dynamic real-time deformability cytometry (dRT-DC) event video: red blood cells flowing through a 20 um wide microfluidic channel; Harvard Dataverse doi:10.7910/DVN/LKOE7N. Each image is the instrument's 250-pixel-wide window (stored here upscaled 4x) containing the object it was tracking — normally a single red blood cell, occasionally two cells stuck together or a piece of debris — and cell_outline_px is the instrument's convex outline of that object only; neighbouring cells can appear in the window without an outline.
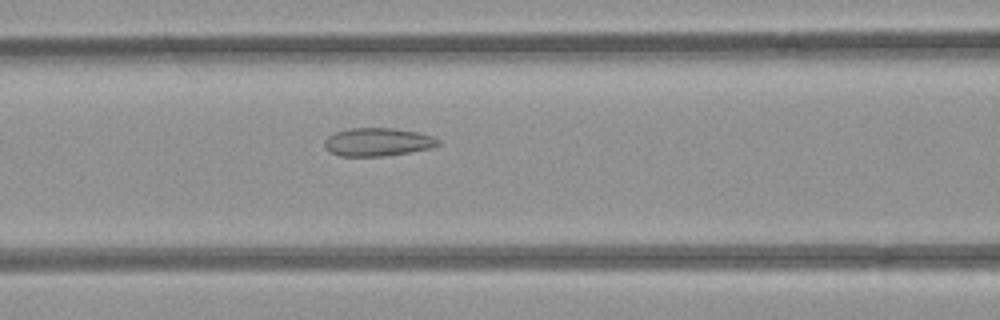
{"species": "common noctule bat (a hibernating species)", "species_latin": "Nyctalus noctula", "temperature_condition": "room temperature", "stored_images_in_passage": 45, "camera_frame_rate_fps": 3000, "um_per_image_px": 0.085, "animal": {"sex": "female", "body_mass_g": 21.9}, "frame": {"image": 1, "passage_image": 15, "time_ms": 4.667, "image_size_px": [1000, 320], "cell_outline_px": [[440, 144], [428, 148], [408, 152], [384, 156], [340, 156], [332, 152], [324, 144], [324, 140], [328, 136], [336, 132], [352, 128], [392, 128], [416, 132], [432, 136], [440, 140]], "centroid_in_image_um": [32.1, 12.06], "position_along_channel_um": 134.5, "area_um2": 18.32}}
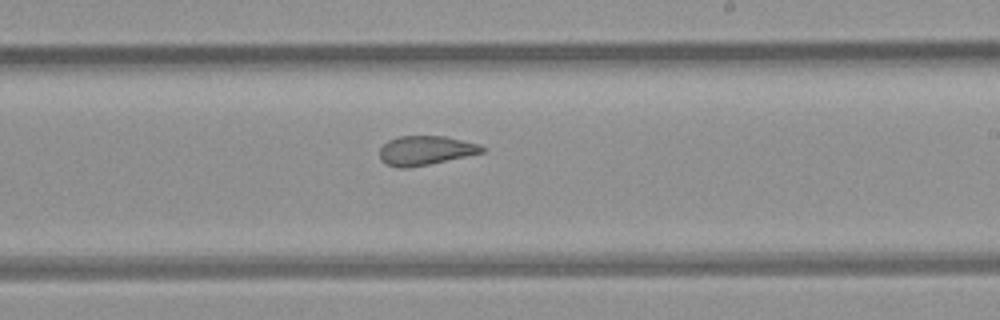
{"frame": {"image": 2, "passage_image": 24, "time_ms": 7.667, "image_size_px": [1000, 320], "cell_outline_px": [[484, 152], [428, 164], [408, 168], [400, 168], [388, 164], [380, 160], [380, 148], [388, 140], [400, 136], [444, 136], [480, 144], [484, 148]], "centroid_in_image_um": [36.15, 12.78], "position_along_channel_um": 252.8, "area_um2": 17.22}}
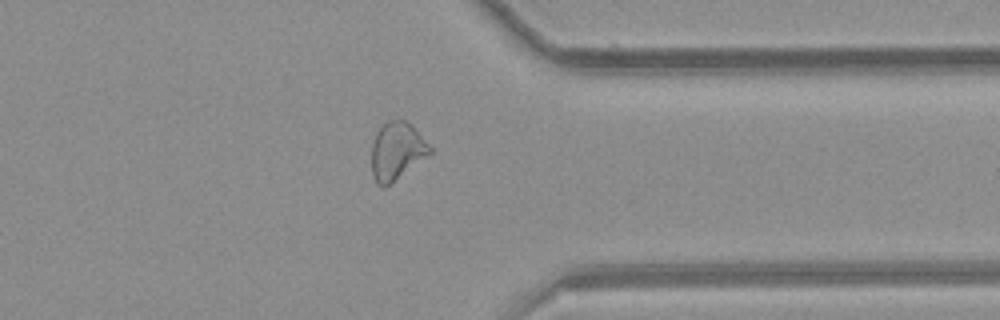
{"frame": {"image": 3, "passage_image": 34, "time_ms": 11.0, "image_size_px": [1000, 320], "cell_outline_px": [[432, 152], [384, 188], [376, 184], [372, 176], [372, 144], [376, 132], [388, 120], [408, 120], [432, 148]], "centroid_in_image_um": [33.71, 12.83], "position_along_channel_um": 377.7, "area_um2": 19.42}, "authors_computed_cell_mechanics": {"area_um2": 19.652, "velocity_mm_per_s": 3.9489, "shape_relaxation_time_tau1_ms": null, "shape_relaxation_time_tau2_ms": 1.4391, "deformation_change_tau1": null, "deformation_change_tau2": 0.0738}}